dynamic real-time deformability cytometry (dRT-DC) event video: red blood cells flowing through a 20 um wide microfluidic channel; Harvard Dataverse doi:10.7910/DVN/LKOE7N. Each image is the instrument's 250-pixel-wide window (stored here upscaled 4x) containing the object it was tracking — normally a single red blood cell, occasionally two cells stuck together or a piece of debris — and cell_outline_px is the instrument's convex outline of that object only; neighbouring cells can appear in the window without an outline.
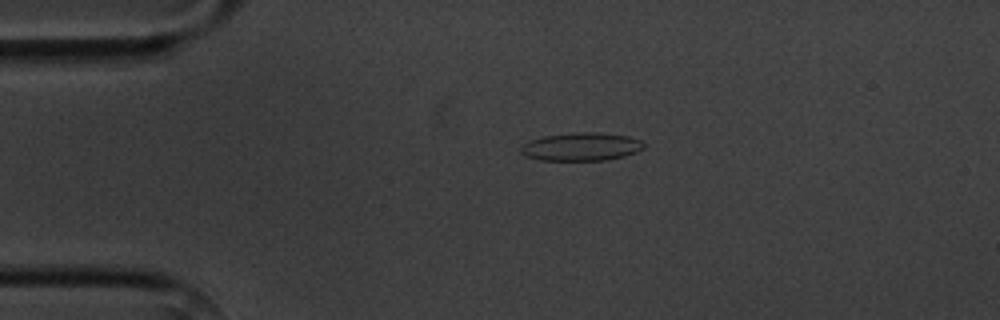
{"species": "common noctule bat (a hibernating species)", "species_latin": "Nyctalus noctula", "temperature_condition": "cold", "stored_images_in_passage": 3, "camera_frame_rate_fps": 3000, "um_per_image_px": 0.085, "animal": {"sex": "male", "body_mass_g": 20.1, "forearm_length_mm": 53.5}, "frame": {"image": 1, "passage_image": 2, "time_ms": 1.0, "image_size_px": [1000, 320], "cell_outline_px": [[644, 148], [636, 152], [624, 156], [604, 160], [540, 160], [524, 156], [520, 152], [520, 144], [528, 140], [544, 136], [576, 132], [600, 132], [628, 136], [640, 140], [644, 144]], "centroid_in_image_um": [49.36, 12.46], "position_along_channel_um": 35.6, "area_um2": 20.35}}